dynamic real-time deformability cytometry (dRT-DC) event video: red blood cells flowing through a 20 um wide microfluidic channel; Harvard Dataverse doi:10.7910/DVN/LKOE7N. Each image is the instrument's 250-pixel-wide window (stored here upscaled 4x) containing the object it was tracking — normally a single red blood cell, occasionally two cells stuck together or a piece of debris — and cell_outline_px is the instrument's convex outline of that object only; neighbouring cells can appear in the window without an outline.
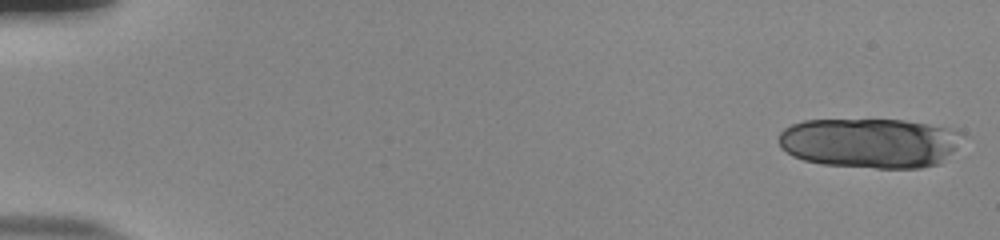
{"species": "human", "species_latin": "Homo sapiens", "temperature_condition": "room temperature", "stored_images_in_passage": 18, "camera_frame_rate_fps": 3000, "um_per_image_px": 0.085, "donor": {"sex": "male"}, "frame": {"image": 1, "passage_image": 1, "time_ms": 0.0, "image_size_px": [1000, 240], "cell_outline_px": [[968, 136], [940, 164], [920, 168], [876, 168], [820, 164], [804, 160], [792, 156], [780, 148], [780, 132], [784, 128], [792, 124], [804, 120], [904, 120], [952, 128], [968, 132]], "centroid_in_image_um": [74.01, 12.15], "position_along_channel_um": 11.0, "area_um2": 54.16}}
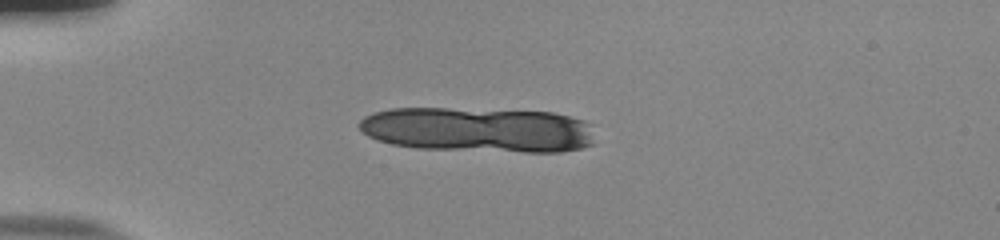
{"frame": {"image": 2, "passage_image": 14, "time_ms": 4.333, "image_size_px": [1000, 240], "cell_outline_px": [[592, 144], [580, 148], [560, 152], [524, 152], [416, 148], [392, 144], [376, 140], [368, 136], [356, 124], [364, 116], [376, 112], [392, 108], [448, 108], [552, 112], [584, 120], [588, 124]], "centroid_in_image_um": [40.57, 11.02], "position_along_channel_um": 44.4, "area_um2": 61.79}}